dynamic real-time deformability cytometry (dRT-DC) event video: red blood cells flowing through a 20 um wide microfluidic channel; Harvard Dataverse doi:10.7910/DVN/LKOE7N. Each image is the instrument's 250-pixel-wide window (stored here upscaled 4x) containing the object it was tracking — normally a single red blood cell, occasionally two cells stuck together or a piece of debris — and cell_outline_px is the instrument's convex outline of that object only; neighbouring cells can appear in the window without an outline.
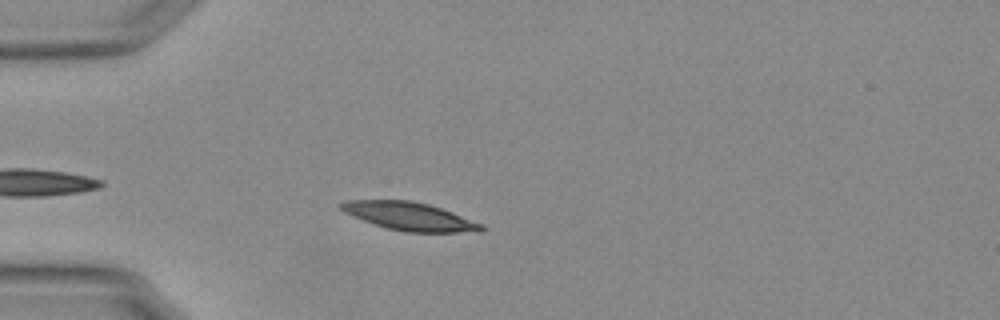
{"species": "Egyptian fruit bat (a non-hibernating species)", "species_latin": "Rousettus aegyptiacus", "temperature_condition": "warm", "stored_images_in_passage": 37, "camera_frame_rate_fps": 3000, "um_per_image_px": 0.085, "animal": {"sex": "female"}, "frame": {"image": 1, "passage_image": 5, "time_ms": 1.333, "image_size_px": [1000, 320], "cell_outline_px": [[484, 228], [480, 232], [404, 232], [388, 228], [352, 216], [344, 212], [340, 208], [340, 204], [348, 200], [408, 200], [428, 204], [440, 208], [484, 224]], "centroid_in_image_um": [34.84, 18.39], "position_along_channel_um": 50.2, "area_um2": 22.72}}
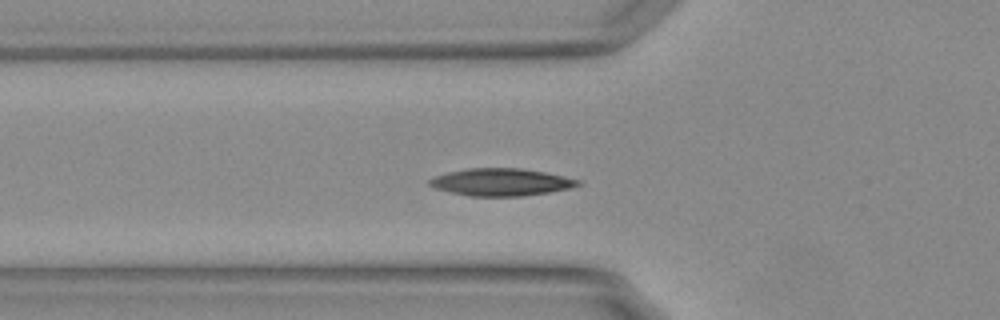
{"frame": {"image": 2, "passage_image": 9, "time_ms": 2.667, "image_size_px": [1000, 320], "cell_outline_px": [[584, 184], [572, 188], [548, 192], [520, 196], [468, 196], [436, 188], [428, 184], [428, 180], [436, 176], [448, 172], [468, 168], [520, 168], [544, 172], [564, 176], [580, 180]], "centroid_in_image_um": [42.63, 15.48], "position_along_channel_um": 83.2, "area_um2": 23.58}}
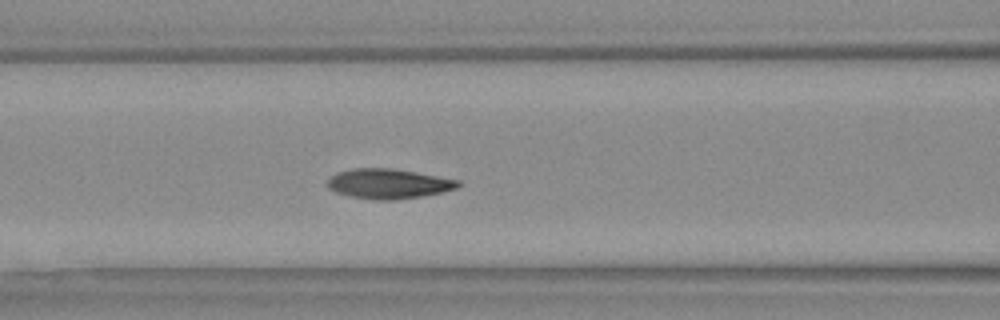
{"frame": {"image": 3, "passage_image": 13, "time_ms": 4.0, "image_size_px": [1000, 320], "cell_outline_px": [[464, 184], [460, 188], [444, 192], [424, 196], [396, 200], [376, 200], [348, 196], [336, 192], [328, 188], [328, 180], [336, 172], [352, 168], [392, 168], [464, 180]], "centroid_in_image_um": [33.12, 15.62], "position_along_channel_um": 133.5, "area_um2": 23.29}, "authors_computed_cell_mechanics": {"area_um2": 22.7154, "velocity_mm_per_s": 3.7419, "shape_relaxation_time_tau1_ms": 3.1212, "shape_relaxation_time_tau2_ms": 1.1836, "deformation_change_tau1": 0.1365, "deformation_change_tau2": 0.0523}}